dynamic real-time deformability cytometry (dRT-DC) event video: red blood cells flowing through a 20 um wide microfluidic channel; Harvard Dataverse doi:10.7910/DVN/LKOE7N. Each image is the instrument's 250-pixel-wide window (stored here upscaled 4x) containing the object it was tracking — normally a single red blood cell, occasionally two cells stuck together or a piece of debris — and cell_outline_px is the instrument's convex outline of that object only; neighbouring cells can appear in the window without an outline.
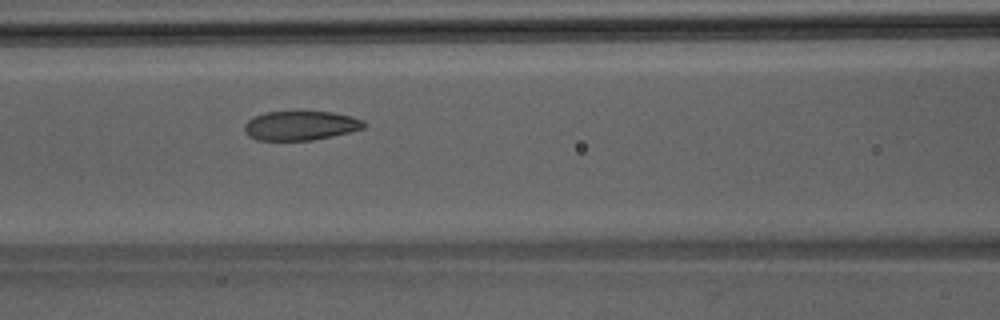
{"species": "Egyptian fruit bat (a non-hibernating species)", "species_latin": "Rousettus aegyptiacus", "temperature_condition": "room temperature", "stored_images_in_passage": 42, "camera_frame_rate_fps": 3000, "um_per_image_px": 0.085, "animal": {"sex": "male"}, "frame": {"image": 1, "passage_image": 17, "time_ms": 5.333, "image_size_px": [1000, 320], "cell_outline_px": [[364, 128], [332, 136], [312, 140], [256, 140], [248, 136], [244, 132], [244, 124], [248, 120], [264, 112], [332, 112], [352, 116], [364, 120]], "centroid_in_image_um": [25.52, 10.68], "position_along_channel_um": 141.1, "area_um2": 20.29}}
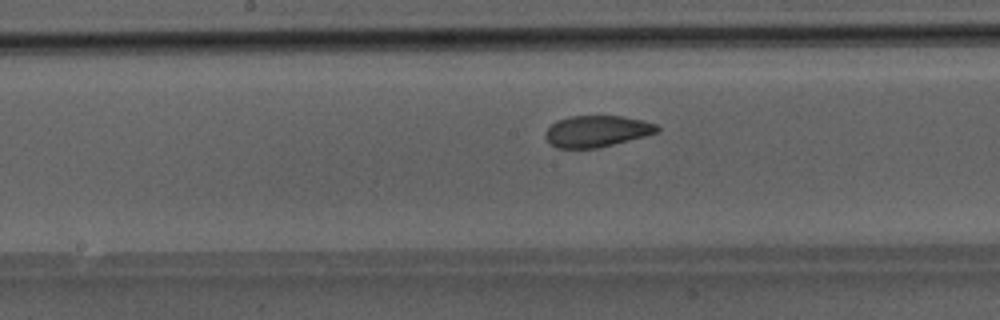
{"frame": {"image": 2, "passage_image": 21, "time_ms": 6.667, "image_size_px": [1000, 320], "cell_outline_px": [[660, 132], [596, 148], [556, 148], [548, 144], [544, 136], [544, 132], [556, 120], [572, 116], [624, 116], [656, 124], [660, 128]], "centroid_in_image_um": [50.68, 11.15], "position_along_channel_um": 197.5, "area_um2": 20.46}}
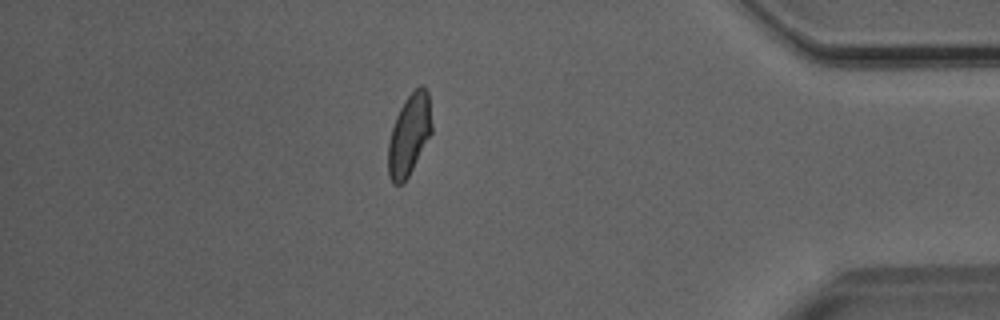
{"frame": {"image": 3, "passage_image": 38, "time_ms": 12.333, "image_size_px": [1000, 320], "cell_outline_px": [[432, 132], [404, 184], [392, 184], [388, 176], [388, 144], [392, 128], [396, 116], [404, 100], [420, 84], [424, 84], [428, 92], [432, 124]], "centroid_in_image_um": [34.78, 11.46], "position_along_channel_um": 400.4, "area_um2": 20.69}}